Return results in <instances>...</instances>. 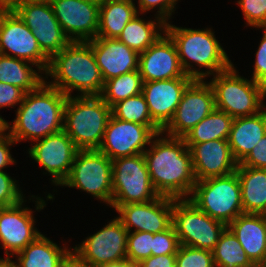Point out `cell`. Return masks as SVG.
<instances>
[{
    "instance_id": "1f68e13d",
    "label": "cell",
    "mask_w": 266,
    "mask_h": 267,
    "mask_svg": "<svg viewBox=\"0 0 266 267\" xmlns=\"http://www.w3.org/2000/svg\"><path fill=\"white\" fill-rule=\"evenodd\" d=\"M212 252L215 267H246L254 264L228 227L221 233Z\"/></svg>"
},
{
    "instance_id": "8992f818",
    "label": "cell",
    "mask_w": 266,
    "mask_h": 267,
    "mask_svg": "<svg viewBox=\"0 0 266 267\" xmlns=\"http://www.w3.org/2000/svg\"><path fill=\"white\" fill-rule=\"evenodd\" d=\"M237 73L233 64L213 75L209 84L214 91L215 107L233 118L256 115L266 107V87Z\"/></svg>"
},
{
    "instance_id": "6da1fadb",
    "label": "cell",
    "mask_w": 266,
    "mask_h": 267,
    "mask_svg": "<svg viewBox=\"0 0 266 267\" xmlns=\"http://www.w3.org/2000/svg\"><path fill=\"white\" fill-rule=\"evenodd\" d=\"M161 136L156 134L144 151L152 186L160 196L188 199L196 184L190 150L183 138Z\"/></svg>"
},
{
    "instance_id": "5bb4252c",
    "label": "cell",
    "mask_w": 266,
    "mask_h": 267,
    "mask_svg": "<svg viewBox=\"0 0 266 267\" xmlns=\"http://www.w3.org/2000/svg\"><path fill=\"white\" fill-rule=\"evenodd\" d=\"M50 3L70 41L88 42L97 37L100 0H52Z\"/></svg>"
},
{
    "instance_id": "816d5d0a",
    "label": "cell",
    "mask_w": 266,
    "mask_h": 267,
    "mask_svg": "<svg viewBox=\"0 0 266 267\" xmlns=\"http://www.w3.org/2000/svg\"><path fill=\"white\" fill-rule=\"evenodd\" d=\"M24 1H40V2H51L52 0H23Z\"/></svg>"
},
{
    "instance_id": "f907efd6",
    "label": "cell",
    "mask_w": 266,
    "mask_h": 267,
    "mask_svg": "<svg viewBox=\"0 0 266 267\" xmlns=\"http://www.w3.org/2000/svg\"><path fill=\"white\" fill-rule=\"evenodd\" d=\"M0 267H19L15 261L10 258H0Z\"/></svg>"
},
{
    "instance_id": "ee69618b",
    "label": "cell",
    "mask_w": 266,
    "mask_h": 267,
    "mask_svg": "<svg viewBox=\"0 0 266 267\" xmlns=\"http://www.w3.org/2000/svg\"><path fill=\"white\" fill-rule=\"evenodd\" d=\"M16 141L10 136L6 135L0 138V171H3L8 165L16 163V160L10 154L11 145H15Z\"/></svg>"
},
{
    "instance_id": "74e56055",
    "label": "cell",
    "mask_w": 266,
    "mask_h": 267,
    "mask_svg": "<svg viewBox=\"0 0 266 267\" xmlns=\"http://www.w3.org/2000/svg\"><path fill=\"white\" fill-rule=\"evenodd\" d=\"M17 180L12 179L9 174L0 171V206L10 207L18 204L25 198Z\"/></svg>"
},
{
    "instance_id": "f546056e",
    "label": "cell",
    "mask_w": 266,
    "mask_h": 267,
    "mask_svg": "<svg viewBox=\"0 0 266 267\" xmlns=\"http://www.w3.org/2000/svg\"><path fill=\"white\" fill-rule=\"evenodd\" d=\"M33 66L30 62L0 54V82L17 86L25 93L34 91L45 77L42 71L33 70Z\"/></svg>"
},
{
    "instance_id": "ffe728a7",
    "label": "cell",
    "mask_w": 266,
    "mask_h": 267,
    "mask_svg": "<svg viewBox=\"0 0 266 267\" xmlns=\"http://www.w3.org/2000/svg\"><path fill=\"white\" fill-rule=\"evenodd\" d=\"M191 77L143 82L142 94L152 120L163 130L172 120Z\"/></svg>"
},
{
    "instance_id": "f35d334b",
    "label": "cell",
    "mask_w": 266,
    "mask_h": 267,
    "mask_svg": "<svg viewBox=\"0 0 266 267\" xmlns=\"http://www.w3.org/2000/svg\"><path fill=\"white\" fill-rule=\"evenodd\" d=\"M179 241L173 225L167 230L153 234L152 256L176 254Z\"/></svg>"
},
{
    "instance_id": "7dc6e473",
    "label": "cell",
    "mask_w": 266,
    "mask_h": 267,
    "mask_svg": "<svg viewBox=\"0 0 266 267\" xmlns=\"http://www.w3.org/2000/svg\"><path fill=\"white\" fill-rule=\"evenodd\" d=\"M23 0H0V11H14Z\"/></svg>"
},
{
    "instance_id": "d6986e66",
    "label": "cell",
    "mask_w": 266,
    "mask_h": 267,
    "mask_svg": "<svg viewBox=\"0 0 266 267\" xmlns=\"http://www.w3.org/2000/svg\"><path fill=\"white\" fill-rule=\"evenodd\" d=\"M26 201L3 207L0 211V243L5 258L13 257L42 234L35 228L32 209L23 205Z\"/></svg>"
},
{
    "instance_id": "52a82bcc",
    "label": "cell",
    "mask_w": 266,
    "mask_h": 267,
    "mask_svg": "<svg viewBox=\"0 0 266 267\" xmlns=\"http://www.w3.org/2000/svg\"><path fill=\"white\" fill-rule=\"evenodd\" d=\"M188 200L199 210L226 226L244 213L236 171L226 176L196 181Z\"/></svg>"
},
{
    "instance_id": "f5cc1de1",
    "label": "cell",
    "mask_w": 266,
    "mask_h": 267,
    "mask_svg": "<svg viewBox=\"0 0 266 267\" xmlns=\"http://www.w3.org/2000/svg\"><path fill=\"white\" fill-rule=\"evenodd\" d=\"M246 267H258V264H253V265H250V266H246Z\"/></svg>"
},
{
    "instance_id": "2e32d148",
    "label": "cell",
    "mask_w": 266,
    "mask_h": 267,
    "mask_svg": "<svg viewBox=\"0 0 266 267\" xmlns=\"http://www.w3.org/2000/svg\"><path fill=\"white\" fill-rule=\"evenodd\" d=\"M34 142L28 149L29 156L49 173L54 185L60 186L68 177L78 151L74 142L63 130Z\"/></svg>"
},
{
    "instance_id": "ab89813d",
    "label": "cell",
    "mask_w": 266,
    "mask_h": 267,
    "mask_svg": "<svg viewBox=\"0 0 266 267\" xmlns=\"http://www.w3.org/2000/svg\"><path fill=\"white\" fill-rule=\"evenodd\" d=\"M177 2L178 0H138L136 8L139 14H143L157 7L155 16L167 23L176 9Z\"/></svg>"
},
{
    "instance_id": "db71d44e",
    "label": "cell",
    "mask_w": 266,
    "mask_h": 267,
    "mask_svg": "<svg viewBox=\"0 0 266 267\" xmlns=\"http://www.w3.org/2000/svg\"><path fill=\"white\" fill-rule=\"evenodd\" d=\"M258 267H266V264H264V265H259V264H258Z\"/></svg>"
},
{
    "instance_id": "ac0fdd59",
    "label": "cell",
    "mask_w": 266,
    "mask_h": 267,
    "mask_svg": "<svg viewBox=\"0 0 266 267\" xmlns=\"http://www.w3.org/2000/svg\"><path fill=\"white\" fill-rule=\"evenodd\" d=\"M172 210L173 198L159 195L146 203L121 205L115 211L128 232L155 234L172 225Z\"/></svg>"
},
{
    "instance_id": "9a60e30c",
    "label": "cell",
    "mask_w": 266,
    "mask_h": 267,
    "mask_svg": "<svg viewBox=\"0 0 266 267\" xmlns=\"http://www.w3.org/2000/svg\"><path fill=\"white\" fill-rule=\"evenodd\" d=\"M127 236L128 230L121 220L115 217L73 249L95 267L120 262L127 260Z\"/></svg>"
},
{
    "instance_id": "d4e9b609",
    "label": "cell",
    "mask_w": 266,
    "mask_h": 267,
    "mask_svg": "<svg viewBox=\"0 0 266 267\" xmlns=\"http://www.w3.org/2000/svg\"><path fill=\"white\" fill-rule=\"evenodd\" d=\"M266 134V107L252 116L234 118L228 144L240 163Z\"/></svg>"
},
{
    "instance_id": "7402d4cb",
    "label": "cell",
    "mask_w": 266,
    "mask_h": 267,
    "mask_svg": "<svg viewBox=\"0 0 266 267\" xmlns=\"http://www.w3.org/2000/svg\"><path fill=\"white\" fill-rule=\"evenodd\" d=\"M189 150L196 181L229 175L239 164L233 157L228 139L194 144Z\"/></svg>"
},
{
    "instance_id": "7c38bea8",
    "label": "cell",
    "mask_w": 266,
    "mask_h": 267,
    "mask_svg": "<svg viewBox=\"0 0 266 267\" xmlns=\"http://www.w3.org/2000/svg\"><path fill=\"white\" fill-rule=\"evenodd\" d=\"M215 108L212 86L204 80H194L184 91L172 120L162 133L183 138Z\"/></svg>"
},
{
    "instance_id": "9c48e42d",
    "label": "cell",
    "mask_w": 266,
    "mask_h": 267,
    "mask_svg": "<svg viewBox=\"0 0 266 267\" xmlns=\"http://www.w3.org/2000/svg\"><path fill=\"white\" fill-rule=\"evenodd\" d=\"M60 186L83 190L111 207L112 160L99 150H78L70 173Z\"/></svg>"
},
{
    "instance_id": "f6af8a7d",
    "label": "cell",
    "mask_w": 266,
    "mask_h": 267,
    "mask_svg": "<svg viewBox=\"0 0 266 267\" xmlns=\"http://www.w3.org/2000/svg\"><path fill=\"white\" fill-rule=\"evenodd\" d=\"M136 267H176V254L151 255L138 263Z\"/></svg>"
},
{
    "instance_id": "e0dca14e",
    "label": "cell",
    "mask_w": 266,
    "mask_h": 267,
    "mask_svg": "<svg viewBox=\"0 0 266 267\" xmlns=\"http://www.w3.org/2000/svg\"><path fill=\"white\" fill-rule=\"evenodd\" d=\"M156 134L146 125L119 120L111 115L99 151L110 160L144 153Z\"/></svg>"
},
{
    "instance_id": "44dd1931",
    "label": "cell",
    "mask_w": 266,
    "mask_h": 267,
    "mask_svg": "<svg viewBox=\"0 0 266 267\" xmlns=\"http://www.w3.org/2000/svg\"><path fill=\"white\" fill-rule=\"evenodd\" d=\"M139 72L143 82L189 77L181 66L176 45L166 32L139 54Z\"/></svg>"
},
{
    "instance_id": "681fc988",
    "label": "cell",
    "mask_w": 266,
    "mask_h": 267,
    "mask_svg": "<svg viewBox=\"0 0 266 267\" xmlns=\"http://www.w3.org/2000/svg\"><path fill=\"white\" fill-rule=\"evenodd\" d=\"M7 131H9V123L4 118H2V116H0V138L8 135L9 133H7Z\"/></svg>"
},
{
    "instance_id": "836d02e7",
    "label": "cell",
    "mask_w": 266,
    "mask_h": 267,
    "mask_svg": "<svg viewBox=\"0 0 266 267\" xmlns=\"http://www.w3.org/2000/svg\"><path fill=\"white\" fill-rule=\"evenodd\" d=\"M113 117L148 126L155 134L162 129L152 120L142 93L122 100L111 107Z\"/></svg>"
},
{
    "instance_id": "4fadbf2b",
    "label": "cell",
    "mask_w": 266,
    "mask_h": 267,
    "mask_svg": "<svg viewBox=\"0 0 266 267\" xmlns=\"http://www.w3.org/2000/svg\"><path fill=\"white\" fill-rule=\"evenodd\" d=\"M14 12L32 31L41 50L49 58L70 42L54 15L51 3L24 1Z\"/></svg>"
},
{
    "instance_id": "bcb514c9",
    "label": "cell",
    "mask_w": 266,
    "mask_h": 267,
    "mask_svg": "<svg viewBox=\"0 0 266 267\" xmlns=\"http://www.w3.org/2000/svg\"><path fill=\"white\" fill-rule=\"evenodd\" d=\"M60 267H95L84 259L75 249H69L63 256Z\"/></svg>"
},
{
    "instance_id": "83f0119b",
    "label": "cell",
    "mask_w": 266,
    "mask_h": 267,
    "mask_svg": "<svg viewBox=\"0 0 266 267\" xmlns=\"http://www.w3.org/2000/svg\"><path fill=\"white\" fill-rule=\"evenodd\" d=\"M71 249L58 246L45 235L41 234L23 250L15 254L19 267H60L63 256Z\"/></svg>"
},
{
    "instance_id": "603a6c76",
    "label": "cell",
    "mask_w": 266,
    "mask_h": 267,
    "mask_svg": "<svg viewBox=\"0 0 266 267\" xmlns=\"http://www.w3.org/2000/svg\"><path fill=\"white\" fill-rule=\"evenodd\" d=\"M103 81L139 70V53L113 38L90 41Z\"/></svg>"
},
{
    "instance_id": "30bf717a",
    "label": "cell",
    "mask_w": 266,
    "mask_h": 267,
    "mask_svg": "<svg viewBox=\"0 0 266 267\" xmlns=\"http://www.w3.org/2000/svg\"><path fill=\"white\" fill-rule=\"evenodd\" d=\"M172 225L180 245L213 251L227 227L199 210L188 199H174Z\"/></svg>"
},
{
    "instance_id": "ba28073f",
    "label": "cell",
    "mask_w": 266,
    "mask_h": 267,
    "mask_svg": "<svg viewBox=\"0 0 266 267\" xmlns=\"http://www.w3.org/2000/svg\"><path fill=\"white\" fill-rule=\"evenodd\" d=\"M112 188L114 210L125 204L146 203L159 196L152 186L144 153L112 160Z\"/></svg>"
},
{
    "instance_id": "60d3db41",
    "label": "cell",
    "mask_w": 266,
    "mask_h": 267,
    "mask_svg": "<svg viewBox=\"0 0 266 267\" xmlns=\"http://www.w3.org/2000/svg\"><path fill=\"white\" fill-rule=\"evenodd\" d=\"M263 38L260 41L253 67L251 79L266 87V28H263Z\"/></svg>"
},
{
    "instance_id": "8d00e7d4",
    "label": "cell",
    "mask_w": 266,
    "mask_h": 267,
    "mask_svg": "<svg viewBox=\"0 0 266 267\" xmlns=\"http://www.w3.org/2000/svg\"><path fill=\"white\" fill-rule=\"evenodd\" d=\"M247 26L266 28V0H238Z\"/></svg>"
},
{
    "instance_id": "7a4b0ae2",
    "label": "cell",
    "mask_w": 266,
    "mask_h": 267,
    "mask_svg": "<svg viewBox=\"0 0 266 267\" xmlns=\"http://www.w3.org/2000/svg\"><path fill=\"white\" fill-rule=\"evenodd\" d=\"M67 97L44 81L36 90L25 93L16 118L9 123L8 133L18 143L21 140L36 141L60 132Z\"/></svg>"
},
{
    "instance_id": "7bdbcfd3",
    "label": "cell",
    "mask_w": 266,
    "mask_h": 267,
    "mask_svg": "<svg viewBox=\"0 0 266 267\" xmlns=\"http://www.w3.org/2000/svg\"><path fill=\"white\" fill-rule=\"evenodd\" d=\"M24 95L25 92L21 88L0 82V109L20 105Z\"/></svg>"
},
{
    "instance_id": "5b68a950",
    "label": "cell",
    "mask_w": 266,
    "mask_h": 267,
    "mask_svg": "<svg viewBox=\"0 0 266 267\" xmlns=\"http://www.w3.org/2000/svg\"><path fill=\"white\" fill-rule=\"evenodd\" d=\"M111 107L100 95L67 97L63 131L78 150H98L111 117Z\"/></svg>"
},
{
    "instance_id": "d6a6232c",
    "label": "cell",
    "mask_w": 266,
    "mask_h": 267,
    "mask_svg": "<svg viewBox=\"0 0 266 267\" xmlns=\"http://www.w3.org/2000/svg\"><path fill=\"white\" fill-rule=\"evenodd\" d=\"M142 88V77L139 70H135L106 80L100 96L112 107L122 100L142 93Z\"/></svg>"
},
{
    "instance_id": "4316f807",
    "label": "cell",
    "mask_w": 266,
    "mask_h": 267,
    "mask_svg": "<svg viewBox=\"0 0 266 267\" xmlns=\"http://www.w3.org/2000/svg\"><path fill=\"white\" fill-rule=\"evenodd\" d=\"M136 7L131 0H100L97 38L117 39L138 14Z\"/></svg>"
},
{
    "instance_id": "d590c367",
    "label": "cell",
    "mask_w": 266,
    "mask_h": 267,
    "mask_svg": "<svg viewBox=\"0 0 266 267\" xmlns=\"http://www.w3.org/2000/svg\"><path fill=\"white\" fill-rule=\"evenodd\" d=\"M176 267H215L213 252L179 245L176 253Z\"/></svg>"
},
{
    "instance_id": "3957f363",
    "label": "cell",
    "mask_w": 266,
    "mask_h": 267,
    "mask_svg": "<svg viewBox=\"0 0 266 267\" xmlns=\"http://www.w3.org/2000/svg\"><path fill=\"white\" fill-rule=\"evenodd\" d=\"M45 82L65 95L72 96L73 90L80 96L101 95L104 88L99 67L96 63L90 41H70L49 61ZM52 78L47 82L46 78Z\"/></svg>"
},
{
    "instance_id": "8fae6325",
    "label": "cell",
    "mask_w": 266,
    "mask_h": 267,
    "mask_svg": "<svg viewBox=\"0 0 266 267\" xmlns=\"http://www.w3.org/2000/svg\"><path fill=\"white\" fill-rule=\"evenodd\" d=\"M0 54L30 62L43 73L50 61L32 31L14 11H0Z\"/></svg>"
},
{
    "instance_id": "f1b7e54d",
    "label": "cell",
    "mask_w": 266,
    "mask_h": 267,
    "mask_svg": "<svg viewBox=\"0 0 266 267\" xmlns=\"http://www.w3.org/2000/svg\"><path fill=\"white\" fill-rule=\"evenodd\" d=\"M155 18L146 21L138 13L127 23L117 39L139 54L144 52L165 33L166 23L159 17Z\"/></svg>"
},
{
    "instance_id": "b9f144b4",
    "label": "cell",
    "mask_w": 266,
    "mask_h": 267,
    "mask_svg": "<svg viewBox=\"0 0 266 267\" xmlns=\"http://www.w3.org/2000/svg\"><path fill=\"white\" fill-rule=\"evenodd\" d=\"M241 166L266 169V134L258 141V144L239 163Z\"/></svg>"
},
{
    "instance_id": "484cf974",
    "label": "cell",
    "mask_w": 266,
    "mask_h": 267,
    "mask_svg": "<svg viewBox=\"0 0 266 267\" xmlns=\"http://www.w3.org/2000/svg\"><path fill=\"white\" fill-rule=\"evenodd\" d=\"M236 173L240 182L243 212L266 215V169L238 164Z\"/></svg>"
},
{
    "instance_id": "277c9868",
    "label": "cell",
    "mask_w": 266,
    "mask_h": 267,
    "mask_svg": "<svg viewBox=\"0 0 266 267\" xmlns=\"http://www.w3.org/2000/svg\"><path fill=\"white\" fill-rule=\"evenodd\" d=\"M165 32L176 45L184 72L194 80H205L233 65L211 28L177 27L169 21L165 25ZM193 65H197L199 69ZM202 67L207 71L201 69Z\"/></svg>"
},
{
    "instance_id": "e575fe53",
    "label": "cell",
    "mask_w": 266,
    "mask_h": 267,
    "mask_svg": "<svg viewBox=\"0 0 266 267\" xmlns=\"http://www.w3.org/2000/svg\"><path fill=\"white\" fill-rule=\"evenodd\" d=\"M153 234L150 232H128L127 236V260L137 265L143 259L152 255Z\"/></svg>"
},
{
    "instance_id": "4dcf8cb0",
    "label": "cell",
    "mask_w": 266,
    "mask_h": 267,
    "mask_svg": "<svg viewBox=\"0 0 266 267\" xmlns=\"http://www.w3.org/2000/svg\"><path fill=\"white\" fill-rule=\"evenodd\" d=\"M234 118L226 112L214 109L207 117L200 121L184 137L186 145L190 148L210 140L228 139Z\"/></svg>"
},
{
    "instance_id": "c3c4849f",
    "label": "cell",
    "mask_w": 266,
    "mask_h": 267,
    "mask_svg": "<svg viewBox=\"0 0 266 267\" xmlns=\"http://www.w3.org/2000/svg\"><path fill=\"white\" fill-rule=\"evenodd\" d=\"M96 267H136V265L131 264L128 260H122L120 262L102 264Z\"/></svg>"
},
{
    "instance_id": "cb8c5ba5",
    "label": "cell",
    "mask_w": 266,
    "mask_h": 267,
    "mask_svg": "<svg viewBox=\"0 0 266 267\" xmlns=\"http://www.w3.org/2000/svg\"><path fill=\"white\" fill-rule=\"evenodd\" d=\"M227 227L253 263L266 264V215L242 213Z\"/></svg>"
}]
</instances>
